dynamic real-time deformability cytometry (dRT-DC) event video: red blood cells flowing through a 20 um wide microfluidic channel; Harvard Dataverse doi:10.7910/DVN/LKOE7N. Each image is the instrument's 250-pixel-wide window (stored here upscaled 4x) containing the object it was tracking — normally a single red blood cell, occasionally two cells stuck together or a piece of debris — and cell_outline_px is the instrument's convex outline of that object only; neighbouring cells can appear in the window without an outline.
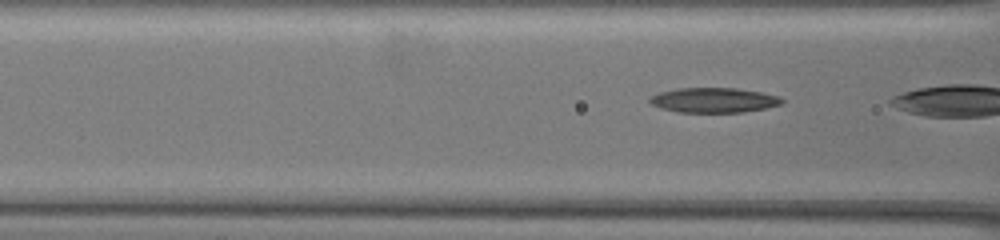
{"species": "common noctule bat (a hibernating species)", "species_latin": "Nyctalus noctula", "temperature_condition": "warm", "stored_images_in_passage": 31, "camera_frame_rate_fps": 3000, "um_per_image_px": 0.085, "animal": {"sex": "female", "body_mass_g": 19.5, "forearm_length_mm": 54.1}, "frame": {"image": 1, "passage_image": 27, "time_ms": 8.667, "image_size_px": [1000, 240], "cell_outline_px": [[784, 100], [780, 104], [764, 108], [744, 112], [676, 112], [660, 108], [652, 104], [648, 100], [652, 96], [660, 92], [676, 88], [736, 88], [760, 92], [780, 96]], "centroid_in_image_um": [60.65, 8.51], "position_along_channel_um": 105.9, "area_um2": 19.07}}